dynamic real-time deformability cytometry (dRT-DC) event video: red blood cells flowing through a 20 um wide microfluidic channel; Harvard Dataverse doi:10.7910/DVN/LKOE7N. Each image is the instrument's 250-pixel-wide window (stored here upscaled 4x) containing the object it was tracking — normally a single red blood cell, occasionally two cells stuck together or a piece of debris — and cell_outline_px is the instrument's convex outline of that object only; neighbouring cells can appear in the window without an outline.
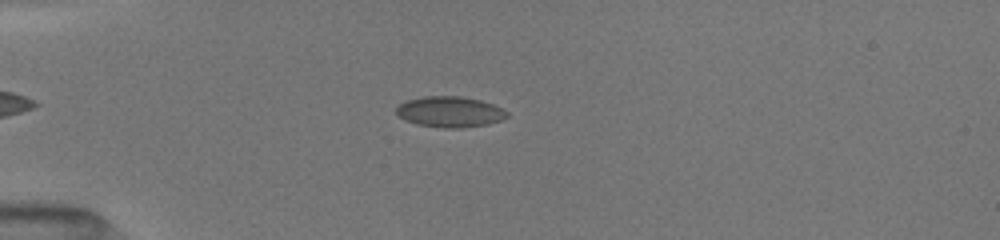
{"species": "common noctule bat (a hibernating species)", "species_latin": "Nyctalus noctula", "temperature_condition": "room temperature", "stored_images_in_passage": 26, "camera_frame_rate_fps": 3000, "um_per_image_px": 0.085, "animal": {"sex": "female", "body_mass_g": 19.5, "forearm_length_mm": 54.1}, "frame": {"image": 1, "passage_image": 10, "time_ms": 4.667, "image_size_px": [1000, 240], "cell_outline_px": [[508, 116], [504, 120], [488, 124], [460, 128], [444, 128], [416, 124], [400, 116], [396, 112], [396, 108], [400, 104], [408, 100], [424, 96], [460, 96], [480, 100], [504, 108], [508, 112]], "centroid_in_image_um": [38.3, 9.51], "position_along_channel_um": 46.7, "area_um2": 19.83}}
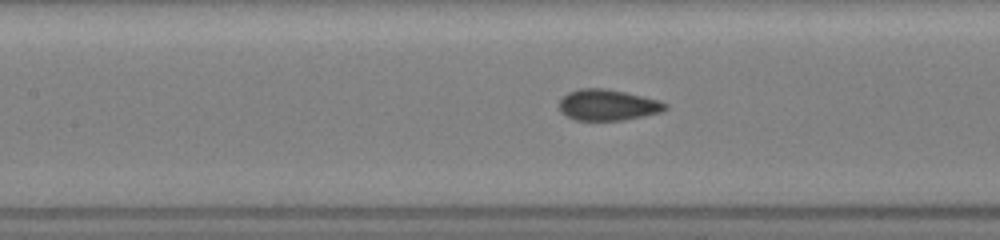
{"frame": {"image": 2, "passage_image": 22, "time_ms": 8.0, "image_size_px": [1000, 240], "cell_outline_px": [[668, 108], [660, 112], [644, 116], [624, 120], [576, 120], [560, 112], [560, 100], [568, 92], [580, 88], [604, 88], [624, 92], [656, 100], [668, 104]], "centroid_in_image_um": [51.64, 8.93], "position_along_channel_um": 155.8, "area_um2": 18.96}}
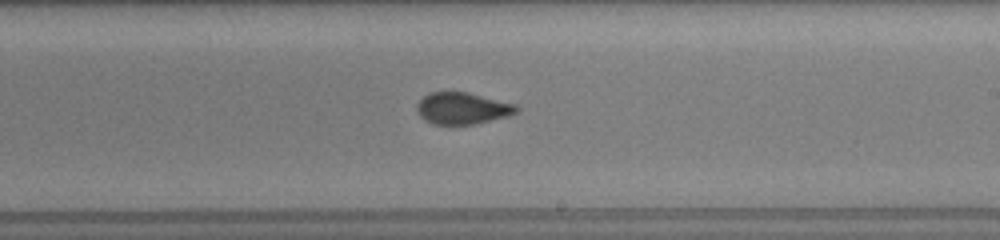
{"frame": {"image": 3, "passage_image": 26, "time_ms": 10.333, "image_size_px": [1000, 240], "cell_outline_px": [[520, 112], [508, 116], [476, 124], [432, 124], [420, 116], [416, 108], [416, 104], [428, 92], [468, 92], [516, 104], [520, 108]], "centroid_in_image_um": [39.34, 9.2], "position_along_channel_um": 249.7, "area_um2": 18.55}}